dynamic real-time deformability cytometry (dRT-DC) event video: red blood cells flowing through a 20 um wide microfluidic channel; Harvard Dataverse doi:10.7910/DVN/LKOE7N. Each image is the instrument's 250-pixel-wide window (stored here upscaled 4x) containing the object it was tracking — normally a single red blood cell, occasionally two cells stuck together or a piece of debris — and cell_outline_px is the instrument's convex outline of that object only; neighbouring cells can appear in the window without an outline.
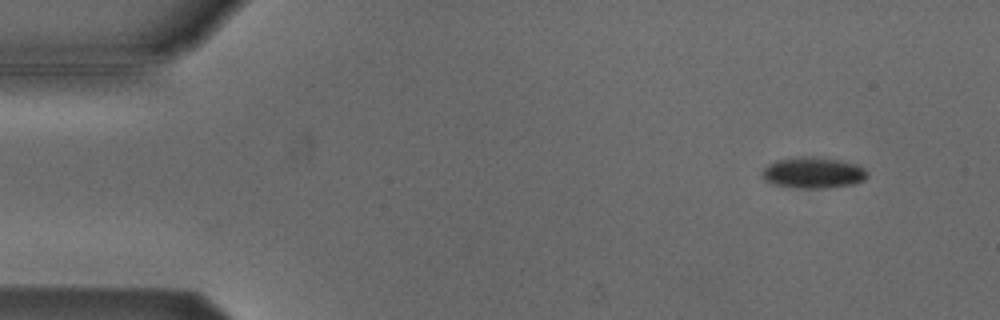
{"species": "Egyptian fruit bat (a non-hibernating species)", "species_latin": "Rousettus aegyptiacus", "temperature_condition": "cold", "stored_images_in_passage": 16, "camera_frame_rate_fps": 3000, "um_per_image_px": 0.085, "animal": {"sex": "male"}, "frame": {"image": 1, "passage_image": 5, "time_ms": 1.333, "image_size_px": [1000, 320], "cell_outline_px": [[868, 176], [864, 180], [856, 184], [828, 188], [796, 188], [772, 184], [764, 180], [760, 176], [760, 172], [768, 164], [776, 160], [800, 156], [812, 156], [836, 160], [856, 164], [864, 168], [868, 172]], "centroid_in_image_um": [69.09, 14.69], "position_along_channel_um": 15.9, "area_um2": 19.36}}
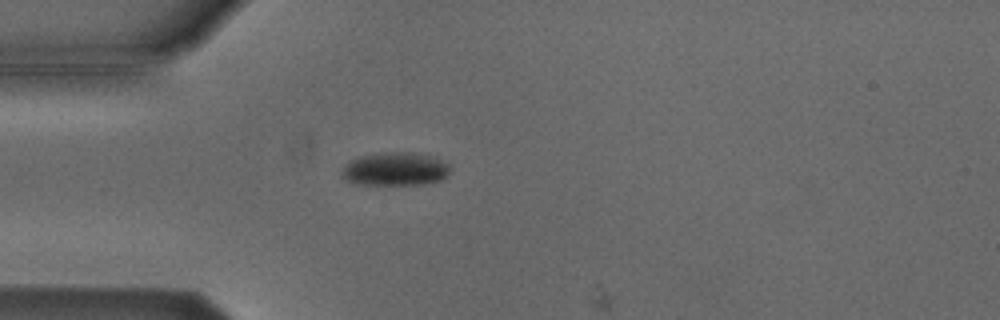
{"frame": {"image": 2, "passage_image": 15, "time_ms": 4.667, "image_size_px": [1000, 320], "cell_outline_px": [[448, 176], [444, 180], [424, 184], [352, 184], [344, 180], [340, 172], [344, 164], [352, 160], [364, 156], [396, 152], [412, 152], [428, 156], [448, 164]], "centroid_in_image_um": [33.55, 14.4], "position_along_channel_um": 51.4, "area_um2": 20.75}}